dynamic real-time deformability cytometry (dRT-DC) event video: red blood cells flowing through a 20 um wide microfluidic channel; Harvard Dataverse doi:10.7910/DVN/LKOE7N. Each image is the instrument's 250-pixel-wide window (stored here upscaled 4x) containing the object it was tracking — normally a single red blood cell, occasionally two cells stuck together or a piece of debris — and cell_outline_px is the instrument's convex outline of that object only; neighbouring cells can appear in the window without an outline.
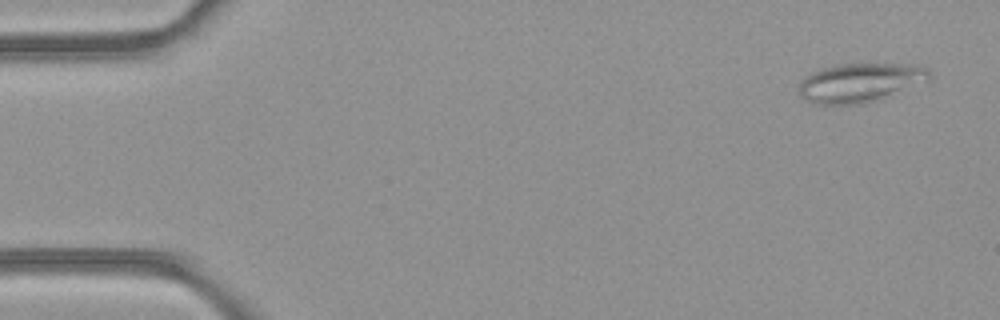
{"species": "common noctule bat (a hibernating species)", "species_latin": "Nyctalus noctula", "temperature_condition": "room temperature", "stored_images_in_passage": 49, "camera_frame_rate_fps": 3000, "um_per_image_px": 0.085, "animal": {"sex": "female", "body_mass_g": 21.9}, "frame": {"image": 1, "passage_image": 3, "time_ms": 0.667, "image_size_px": [1000, 320], "cell_outline_px": [[932, 80], [880, 100], [860, 104], [816, 104], [804, 100], [800, 96], [800, 80], [804, 76], [824, 68], [840, 64], [916, 64], [928, 68]], "centroid_in_image_um": [73.17, 7.03], "position_along_channel_um": 11.8, "area_um2": 30.0}}
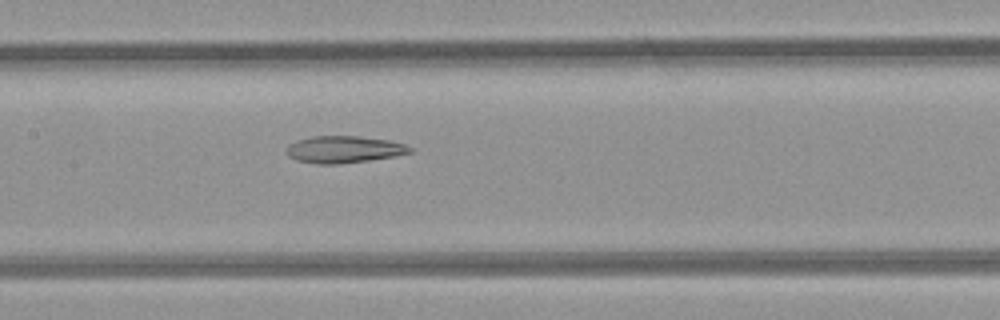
{"frame": {"image": 2, "passage_image": 24, "time_ms": 7.667, "image_size_px": [1000, 320], "cell_outline_px": [[412, 152], [392, 156], [368, 160], [340, 164], [316, 164], [296, 160], [288, 156], [288, 144], [296, 140], [312, 136], [356, 136], [388, 140], [404, 144], [412, 148]], "centroid_in_image_um": [29.2, 12.7], "position_along_channel_um": 178.2, "area_um2": 19.25}}
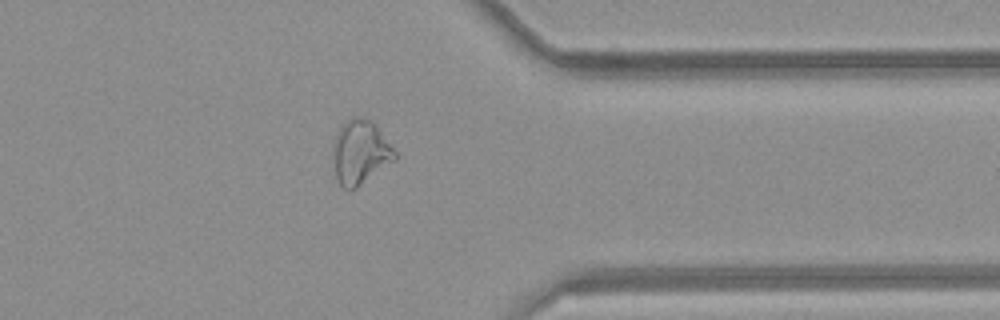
{"frame": {"image": 3, "passage_image": 39, "time_ms": 12.667, "image_size_px": [1000, 320], "cell_outline_px": [[396, 160], [356, 188], [348, 192], [340, 184], [336, 176], [332, 160], [332, 148], [336, 136], [344, 120], [352, 116], [364, 116], [372, 120], [396, 152]], "centroid_in_image_um": [30.6, 12.93], "position_along_channel_um": 380.8, "area_um2": 23.41}}